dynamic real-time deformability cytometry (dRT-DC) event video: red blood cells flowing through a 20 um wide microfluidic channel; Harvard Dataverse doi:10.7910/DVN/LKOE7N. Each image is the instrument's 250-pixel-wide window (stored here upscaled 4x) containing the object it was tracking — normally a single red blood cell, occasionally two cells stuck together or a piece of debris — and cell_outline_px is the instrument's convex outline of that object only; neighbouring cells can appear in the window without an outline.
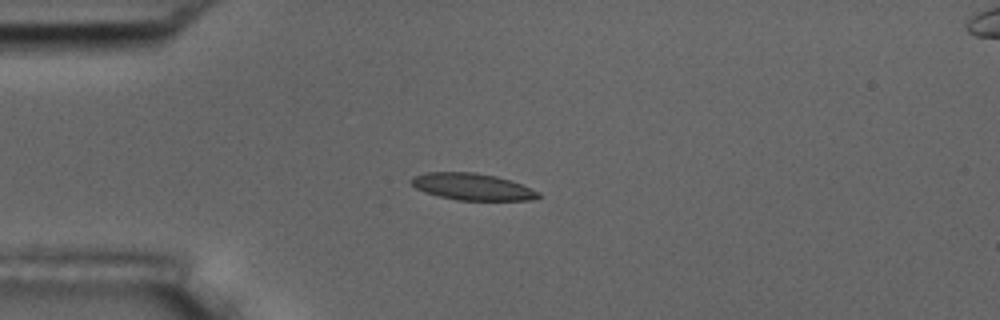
{"species": "common noctule bat (a hibernating species)", "species_latin": "Nyctalus noctula", "temperature_condition": "room temperature", "stored_images_in_passage": 5, "camera_frame_rate_fps": 3000, "um_per_image_px": 0.085, "animal": {"sex": "male", "body_mass_g": 17.5, "forearm_length_mm": 52.3}, "frame": {"image": 1, "passage_image": 4, "time_ms": 1.0, "image_size_px": [1000, 320], "cell_outline_px": [[540, 196], [532, 200], [456, 200], [424, 192], [416, 188], [408, 180], [412, 176], [428, 172], [476, 172], [496, 176], [520, 184], [540, 192]], "centroid_in_image_um": [40.1, 15.87], "position_along_channel_um": 44.9, "area_um2": 19.77}}